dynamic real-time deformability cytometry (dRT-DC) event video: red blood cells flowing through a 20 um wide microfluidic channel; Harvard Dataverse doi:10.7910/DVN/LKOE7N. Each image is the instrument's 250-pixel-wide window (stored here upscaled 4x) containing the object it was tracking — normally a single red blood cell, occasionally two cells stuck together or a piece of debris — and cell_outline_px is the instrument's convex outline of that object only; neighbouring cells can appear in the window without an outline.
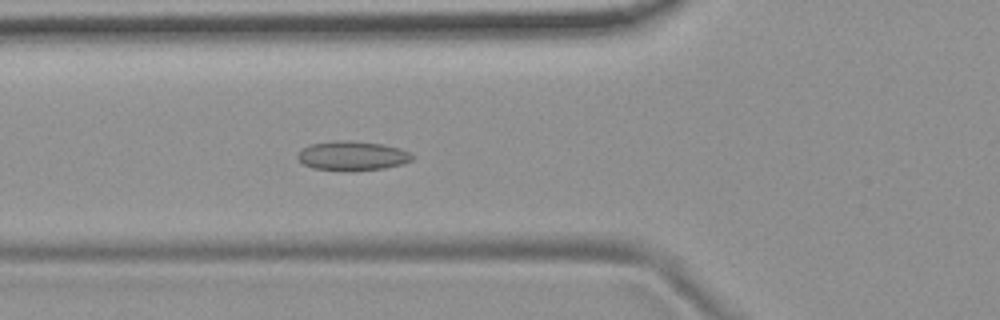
{"species": "common noctule bat (a hibernating species)", "species_latin": "Nyctalus noctula", "temperature_condition": "room temperature", "stored_images_in_passage": 54, "camera_frame_rate_fps": 3000, "um_per_image_px": 0.085, "animal": {"sex": "female", "body_mass_g": 19.9}, "frame": {"image": 1, "passage_image": 19, "time_ms": 6.0, "image_size_px": [1000, 320], "cell_outline_px": [[416, 156], [412, 160], [400, 164], [384, 168], [356, 172], [340, 172], [312, 168], [304, 164], [296, 156], [296, 152], [312, 144], [332, 140], [352, 140], [380, 144], [400, 148], [412, 152]], "centroid_in_image_um": [29.95, 13.26], "position_along_channel_um": 95.9, "area_um2": 20.17}}
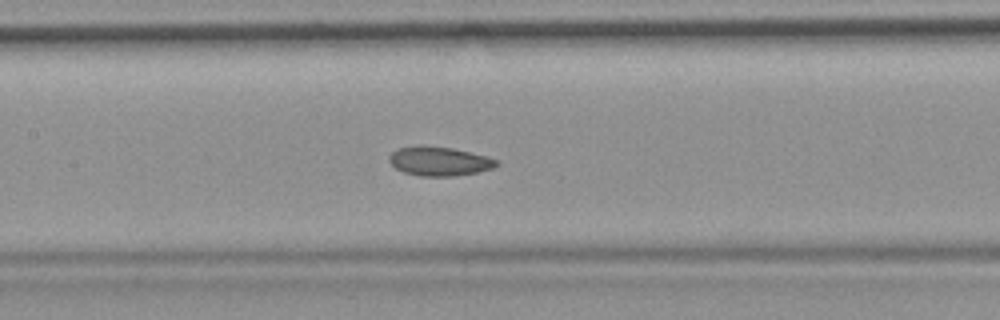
{"frame": {"image": 2, "passage_image": 25, "time_ms": 8.0, "image_size_px": [1000, 320], "cell_outline_px": [[500, 164], [492, 168], [476, 172], [452, 176], [420, 176], [404, 172], [396, 168], [388, 160], [388, 156], [396, 148], [452, 148], [500, 160]], "centroid_in_image_um": [37.36, 13.74], "position_along_channel_um": 170.0, "area_um2": 17.46}}
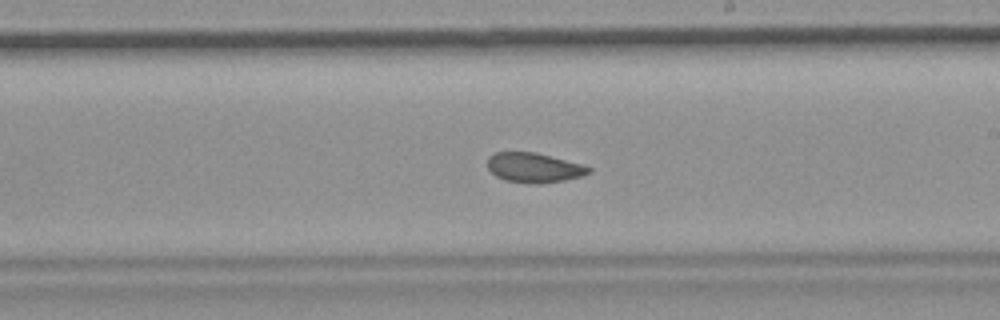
{"frame": {"image": 3, "passage_image": 31, "time_ms": 10.0, "image_size_px": [1000, 320], "cell_outline_px": [[592, 172], [580, 176], [564, 180], [540, 184], [536, 184], [504, 180], [496, 176], [488, 168], [488, 156], [496, 152], [536, 152], [580, 164], [592, 168]], "centroid_in_image_um": [45.37, 14.25], "position_along_channel_um": 243.6, "area_um2": 17.4}, "authors_computed_cell_mechanics": {"area_um2": 18.7561, "velocity_mm_per_s": 3.7031, "shape_relaxation_time_tau1_ms": null, "shape_relaxation_time_tau2_ms": 1.9349, "deformation_change_tau1": null, "deformation_change_tau2": 0.0624}}